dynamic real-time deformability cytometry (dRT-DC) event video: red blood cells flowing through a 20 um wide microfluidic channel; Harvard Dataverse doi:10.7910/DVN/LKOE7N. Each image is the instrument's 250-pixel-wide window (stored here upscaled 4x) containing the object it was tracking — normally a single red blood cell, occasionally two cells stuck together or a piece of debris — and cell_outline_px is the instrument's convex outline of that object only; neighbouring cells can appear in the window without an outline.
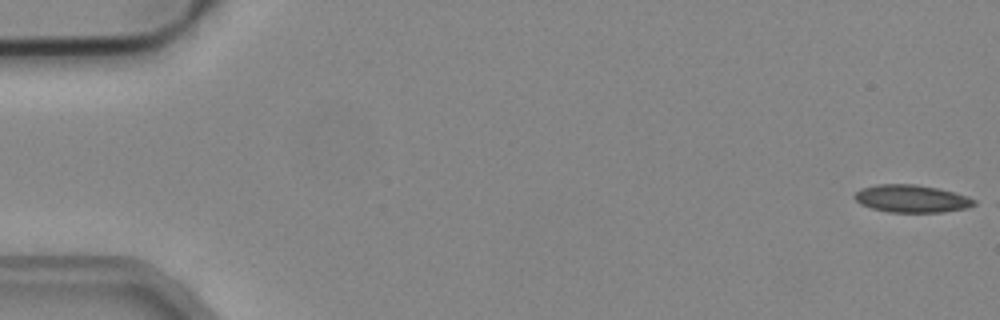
{"species": "common noctule bat (a hibernating species)", "species_latin": "Nyctalus noctula", "temperature_condition": "cold", "stored_images_in_passage": 15, "camera_frame_rate_fps": 3000, "um_per_image_px": 0.085, "animal": {"sex": "male", "body_mass_g": 19.2, "forearm_length_mm": 51.8}, "frame": {"image": 1, "passage_image": 1, "time_ms": 0.0, "image_size_px": [1000, 320], "cell_outline_px": [[976, 204], [968, 208], [940, 212], [888, 212], [872, 208], [860, 204], [852, 196], [860, 188], [876, 184], [916, 184], [936, 188], [968, 196], [976, 200]], "centroid_in_image_um": [77.46, 16.88], "position_along_channel_um": 7.5, "area_um2": 19.25}}
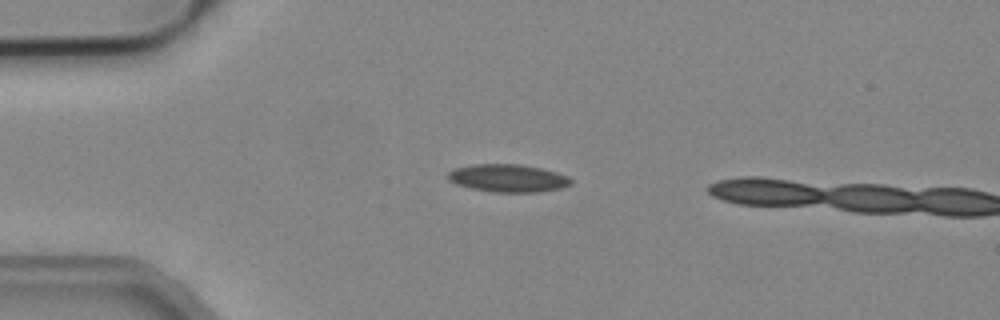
{"frame": {"image": 2, "passage_image": 13, "time_ms": 4.0, "image_size_px": [1000, 320], "cell_outline_px": [[572, 184], [560, 188], [540, 192], [492, 192], [472, 188], [456, 184], [448, 180], [448, 172], [452, 168], [472, 164], [520, 164], [540, 168], [556, 172], [568, 176], [572, 180]], "centroid_in_image_um": [43.16, 15.14], "position_along_channel_um": 41.8, "area_um2": 20.0}}